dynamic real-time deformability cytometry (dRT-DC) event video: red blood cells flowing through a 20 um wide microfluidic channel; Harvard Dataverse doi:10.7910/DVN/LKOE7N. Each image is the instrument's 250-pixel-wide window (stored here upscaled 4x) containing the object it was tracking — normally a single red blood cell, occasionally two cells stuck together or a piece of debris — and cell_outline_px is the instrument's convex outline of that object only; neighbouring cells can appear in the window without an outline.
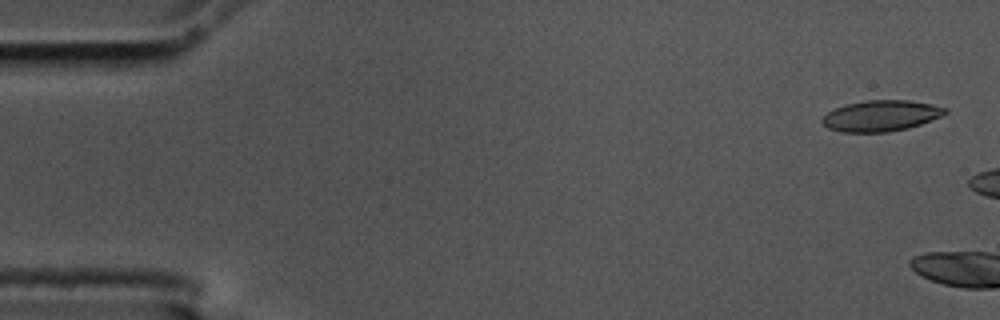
{"species": "common noctule bat (a hibernating species)", "species_latin": "Nyctalus noctula", "temperature_condition": "cold", "stored_images_in_passage": 6, "camera_frame_rate_fps": 3000, "um_per_image_px": 0.085, "animal": {"sex": "male", "body_mass_g": 17.5, "forearm_length_mm": 52.3}, "frame": {"image": 1, "passage_image": 2, "time_ms": 0.333, "image_size_px": [1000, 320], "cell_outline_px": [[948, 112], [940, 116], [920, 124], [908, 128], [888, 132], [840, 132], [828, 128], [820, 120], [832, 108], [844, 104], [868, 100], [908, 100], [948, 108]], "centroid_in_image_um": [74.83, 9.84], "position_along_channel_um": 10.2, "area_um2": 22.14}}